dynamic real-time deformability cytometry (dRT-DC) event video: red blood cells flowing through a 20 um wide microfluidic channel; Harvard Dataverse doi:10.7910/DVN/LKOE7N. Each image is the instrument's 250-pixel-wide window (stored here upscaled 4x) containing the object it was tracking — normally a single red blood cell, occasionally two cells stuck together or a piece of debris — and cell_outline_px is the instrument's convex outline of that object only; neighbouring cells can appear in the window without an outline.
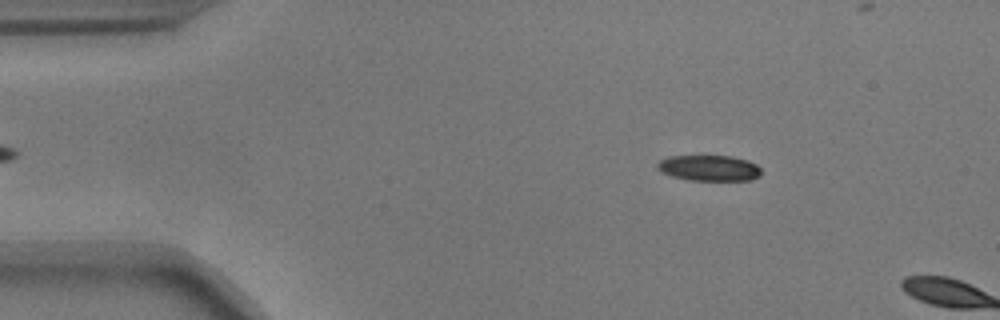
{"species": "common noctule bat (a hibernating species)", "species_latin": "Nyctalus noctula", "temperature_condition": "warm", "stored_images_in_passage": 7, "camera_frame_rate_fps": 3000, "um_per_image_px": 0.085, "animal": {"sex": "male", "body_mass_g": 17.9}, "frame": {"image": 1, "passage_image": 6, "time_ms": 1.667, "image_size_px": [1000, 320], "cell_outline_px": [[760, 176], [752, 180], [688, 180], [672, 176], [660, 172], [656, 168], [656, 164], [660, 160], [668, 156], [732, 156], [748, 160], [756, 164], [760, 168]], "centroid_in_image_um": [60.26, 14.28], "position_along_channel_um": 24.7, "area_um2": 15.72}}